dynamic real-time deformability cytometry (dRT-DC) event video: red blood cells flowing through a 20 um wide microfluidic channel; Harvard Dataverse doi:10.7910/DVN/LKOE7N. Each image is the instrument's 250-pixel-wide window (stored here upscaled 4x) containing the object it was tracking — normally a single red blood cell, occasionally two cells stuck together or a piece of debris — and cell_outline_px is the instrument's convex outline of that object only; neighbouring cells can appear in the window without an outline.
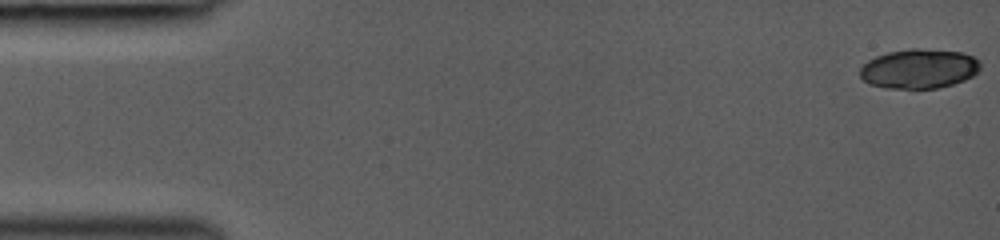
{"species": "common noctule bat (a hibernating species)", "species_latin": "Nyctalus noctula", "temperature_condition": "room temperature", "stored_images_in_passage": 8, "camera_frame_rate_fps": 3000, "um_per_image_px": 0.085, "animal": {"sex": "female", "body_mass_g": 19.0, "forearm_length_mm": 53.3}, "frame": {"image": 1, "passage_image": 1, "time_ms": 0.0, "image_size_px": [1000, 240], "cell_outline_px": [[980, 68], [972, 76], [964, 80], [952, 84], [936, 88], [888, 88], [868, 84], [860, 76], [860, 68], [868, 60], [876, 56], [888, 52], [912, 48], [916, 48], [964, 52], [980, 60]], "centroid_in_image_um": [78.12, 5.83], "position_along_channel_um": 6.9, "area_um2": 27.69}}
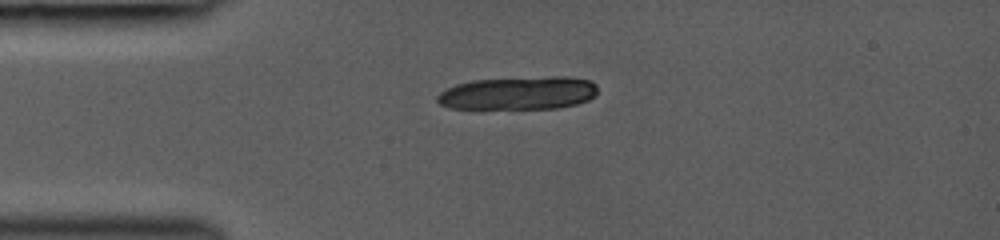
{"frame": {"image": 2, "passage_image": 5, "time_ms": 3.667, "image_size_px": [1000, 240], "cell_outline_px": [[596, 96], [588, 100], [576, 104], [556, 108], [448, 108], [440, 104], [436, 100], [436, 96], [440, 92], [456, 84], [472, 80], [552, 76], [568, 76], [588, 80], [596, 84]], "centroid_in_image_um": [44.07, 7.9], "position_along_channel_um": 40.9, "area_um2": 30.92}}